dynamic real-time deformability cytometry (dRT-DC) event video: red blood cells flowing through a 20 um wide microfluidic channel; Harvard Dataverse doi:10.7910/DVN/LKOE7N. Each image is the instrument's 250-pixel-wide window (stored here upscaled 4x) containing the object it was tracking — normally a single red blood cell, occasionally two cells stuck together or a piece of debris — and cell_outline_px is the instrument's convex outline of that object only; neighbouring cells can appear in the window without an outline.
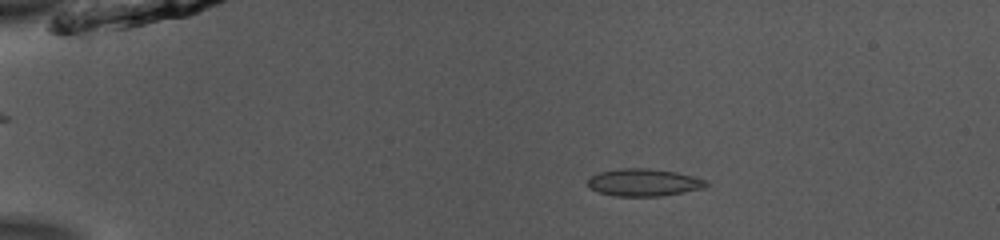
{"species": "common noctule bat (a hibernating species)", "species_latin": "Nyctalus noctula", "temperature_condition": "room temperature", "stored_images_in_passage": 51, "camera_frame_rate_fps": 3000, "um_per_image_px": 0.085, "animal": {"sex": "male", "body_mass_g": 13.0, "forearm_length_mm": 53.1}, "frame": {"image": 1, "passage_image": 10, "time_ms": 3.0, "image_size_px": [1000, 240], "cell_outline_px": [[708, 184], [704, 188], [660, 196], [616, 196], [600, 192], [592, 188], [588, 184], [588, 180], [592, 176], [600, 172], [624, 168], [648, 168], [676, 172], [708, 180]], "centroid_in_image_um": [54.76, 15.5], "position_along_channel_um": 30.2, "area_um2": 18.61}}
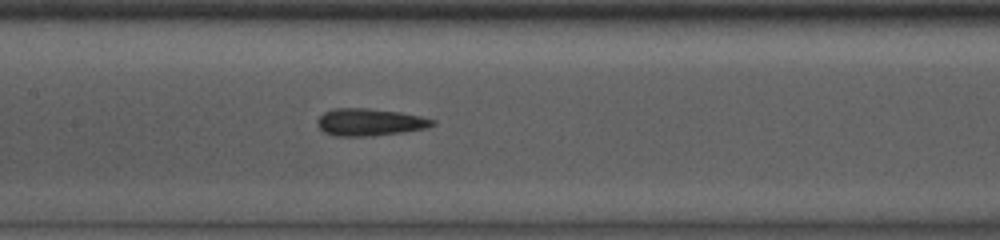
{"frame": {"image": 2, "passage_image": 26, "time_ms": 8.333, "image_size_px": [1000, 240], "cell_outline_px": [[436, 124], [428, 128], [372, 136], [336, 136], [324, 132], [316, 124], [316, 120], [324, 112], [332, 108], [368, 108], [400, 112], [420, 116], [436, 120]], "centroid_in_image_um": [31.42, 10.38], "position_along_channel_um": 176.0, "area_um2": 18.38}}
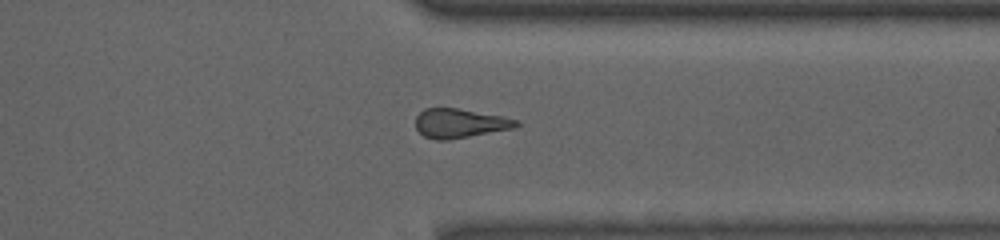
{"frame": {"image": 3, "passage_image": 41, "time_ms": 13.333, "image_size_px": [1000, 240], "cell_outline_px": [[520, 124], [516, 128], [448, 140], [436, 140], [424, 136], [416, 128], [416, 116], [424, 108], [456, 108], [504, 116], [520, 120]], "centroid_in_image_um": [39.12, 10.48], "position_along_channel_um": 372.3, "area_um2": 17.28}, "authors_computed_cell_mechanics": {"area_um2": 18.0336, "velocity_mm_per_s": 3.9414, "shape_relaxation_time_tau1_ms": 2.1875, "shape_relaxation_time_tau2_ms": 2.1103, "deformation_change_tau1": 0.0867, "deformation_change_tau2": 0.089}}